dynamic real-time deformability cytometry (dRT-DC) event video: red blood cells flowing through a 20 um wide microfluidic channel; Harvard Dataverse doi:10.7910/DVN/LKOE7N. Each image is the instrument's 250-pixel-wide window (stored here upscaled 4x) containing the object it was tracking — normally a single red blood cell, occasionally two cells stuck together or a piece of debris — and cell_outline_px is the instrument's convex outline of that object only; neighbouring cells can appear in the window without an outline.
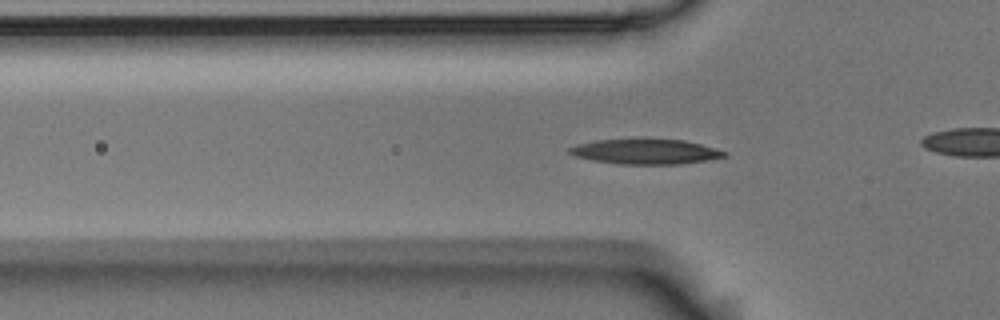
{"species": "Egyptian fruit bat (a non-hibernating species)", "species_latin": "Rousettus aegyptiacus", "temperature_condition": "room temperature", "stored_images_in_passage": 56, "camera_frame_rate_fps": 3000, "um_per_image_px": 0.085, "animal": {"sex": "male"}, "frame": {"image": 1, "passage_image": 17, "time_ms": 5.333, "image_size_px": [1000, 320], "cell_outline_px": [[728, 156], [680, 164], [620, 164], [592, 160], [572, 156], [568, 152], [568, 148], [576, 144], [596, 140], [644, 136], [684, 140], [700, 144], [728, 152]], "centroid_in_image_um": [54.81, 12.84], "position_along_channel_um": 71.0, "area_um2": 23.58}}
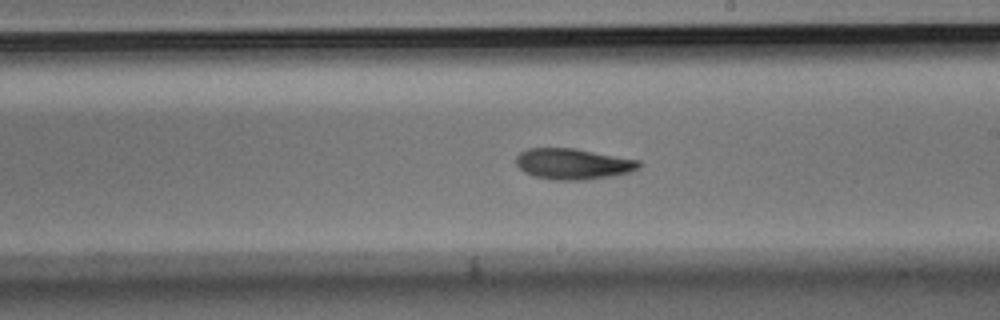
{"frame": {"image": 2, "passage_image": 31, "time_ms": 10.0, "image_size_px": [1000, 320], "cell_outline_px": [[640, 168], [632, 172], [612, 176], [580, 180], [552, 180], [532, 176], [524, 172], [516, 164], [516, 156], [520, 152], [528, 148], [576, 148], [640, 160]], "centroid_in_image_um": [48.71, 13.93], "position_along_channel_um": 240.3, "area_um2": 22.37}}
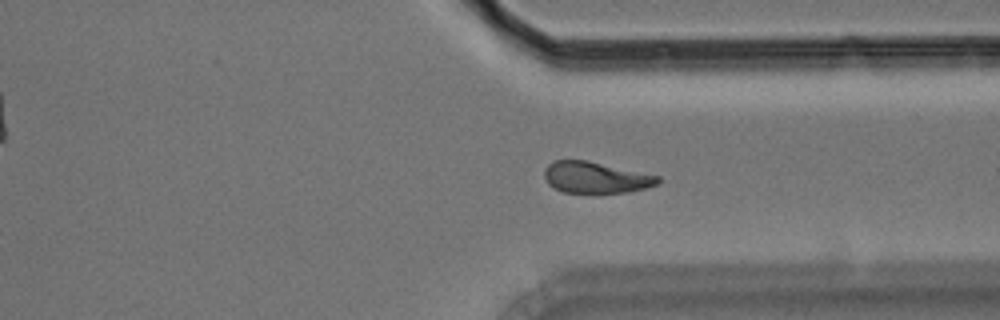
{"frame": {"image": 3, "passage_image": 41, "time_ms": 13.333, "image_size_px": [1000, 320], "cell_outline_px": [[660, 180], [656, 184], [644, 188], [624, 192], [564, 192], [548, 184], [544, 176], [544, 168], [552, 160], [588, 160], [660, 176]], "centroid_in_image_um": [50.6, 15.06], "position_along_channel_um": 360.8, "area_um2": 20.52}, "authors_computed_cell_mechanics": {"area_um2": 21.5016, "velocity_mm_per_s": 3.6084, "shape_relaxation_time_tau1_ms": 6.1256, "shape_relaxation_time_tau2_ms": 6.3359, "deformation_change_tau1": 0.1663, "deformation_change_tau2": 0.1433}}